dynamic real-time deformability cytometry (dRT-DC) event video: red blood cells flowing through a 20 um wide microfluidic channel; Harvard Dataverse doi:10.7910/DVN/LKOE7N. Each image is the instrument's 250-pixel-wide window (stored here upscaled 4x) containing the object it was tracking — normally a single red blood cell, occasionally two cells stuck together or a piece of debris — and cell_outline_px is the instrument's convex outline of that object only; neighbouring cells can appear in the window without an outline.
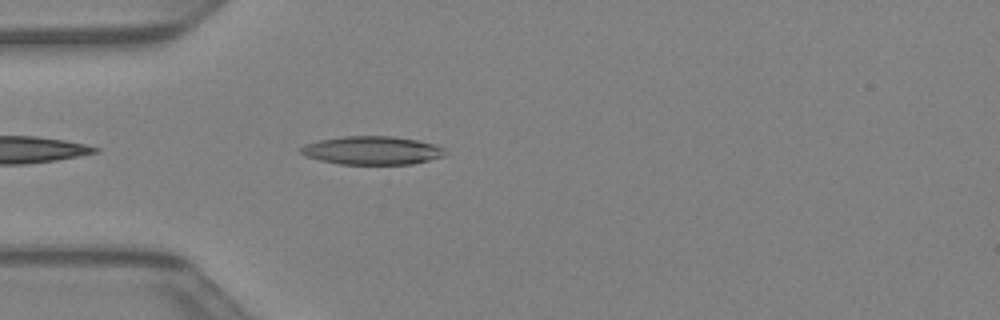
{"species": "Egyptian fruit bat (a non-hibernating species)", "species_latin": "Rousettus aegyptiacus", "temperature_condition": "warm", "stored_images_in_passage": 10, "camera_frame_rate_fps": 3000, "um_per_image_px": 0.085, "animal": {"sex": "female"}, "frame": {"image": 1, "passage_image": 2, "time_ms": 0.333, "image_size_px": [1000, 320], "cell_outline_px": [[448, 152], [444, 156], [412, 164], [340, 164], [320, 160], [304, 156], [300, 152], [300, 148], [304, 144], [320, 140], [344, 136], [392, 136], [416, 140], [436, 144], [444, 148]], "centroid_in_image_um": [31.64, 12.78], "position_along_channel_um": 53.4, "area_um2": 23.93}}
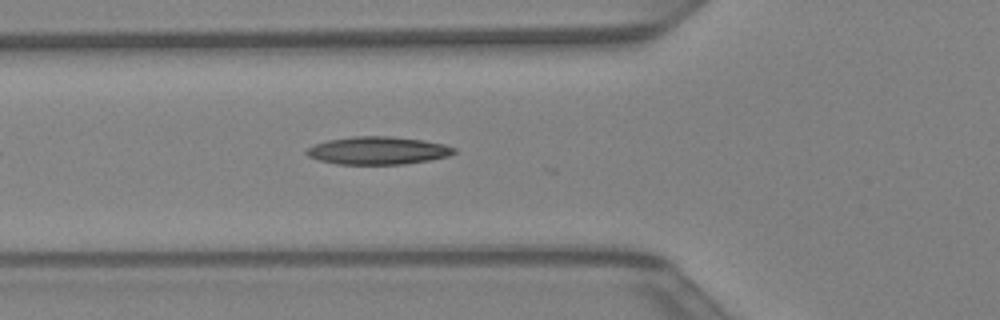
{"frame": {"image": 2, "passage_image": 5, "time_ms": 1.333, "image_size_px": [1000, 320], "cell_outline_px": [[456, 152], [448, 156], [428, 160], [404, 164], [336, 164], [320, 160], [308, 156], [304, 152], [308, 148], [316, 144], [328, 140], [352, 136], [392, 136], [424, 140], [444, 144], [456, 148]], "centroid_in_image_um": [32.13, 12.79], "position_along_channel_um": 93.7, "area_um2": 23.87}}
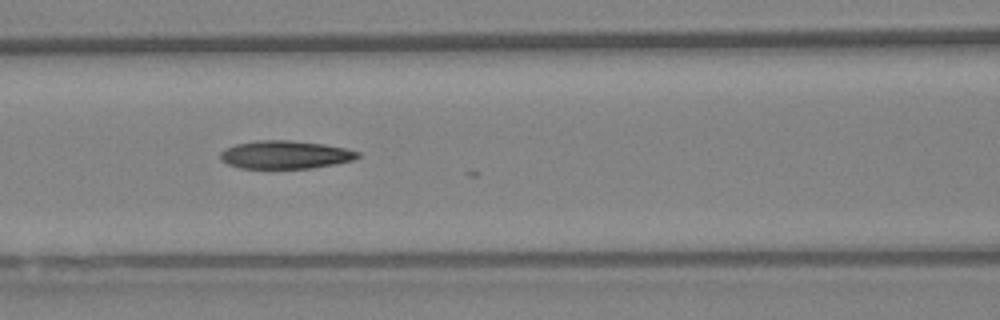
{"frame": {"image": 3, "passage_image": 8, "time_ms": 2.333, "image_size_px": [1000, 320], "cell_outline_px": [[360, 156], [352, 160], [336, 164], [312, 168], [240, 168], [228, 164], [220, 160], [220, 152], [236, 144], [256, 140], [288, 140], [324, 144], [344, 148], [360, 152]], "centroid_in_image_um": [24.24, 13.15], "position_along_channel_um": 142.4, "area_um2": 22.43}}